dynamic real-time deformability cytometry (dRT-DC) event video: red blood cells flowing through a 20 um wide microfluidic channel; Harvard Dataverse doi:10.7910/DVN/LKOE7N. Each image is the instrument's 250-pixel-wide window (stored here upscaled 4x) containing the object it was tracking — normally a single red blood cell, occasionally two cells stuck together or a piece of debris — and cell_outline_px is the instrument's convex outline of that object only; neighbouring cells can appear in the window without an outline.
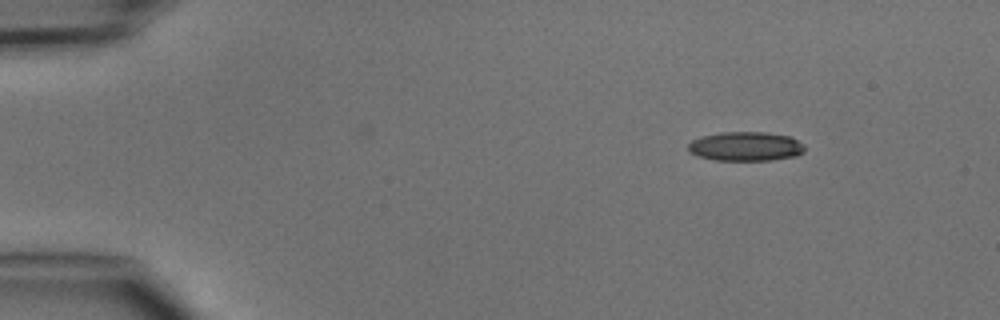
{"species": "common noctule bat (a hibernating species)", "species_latin": "Nyctalus noctula", "temperature_condition": "cold", "stored_images_in_passage": 4, "camera_frame_rate_fps": 3000, "um_per_image_px": 0.085, "animal": {"sex": "male", "body_mass_g": 15.6}, "frame": {"image": 1, "passage_image": 1, "time_ms": 0.0, "image_size_px": [1000, 320], "cell_outline_px": [[804, 152], [796, 156], [772, 160], [716, 160], [696, 156], [688, 152], [688, 144], [692, 140], [704, 136], [720, 132], [764, 132], [788, 136], [804, 144]], "centroid_in_image_um": [63.36, 12.45], "position_along_channel_um": 21.6, "area_um2": 19.83}}
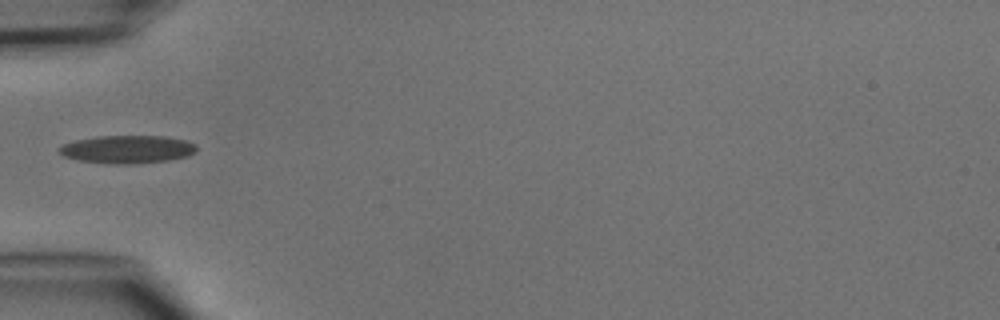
{"frame": {"image": 2, "passage_image": 3, "time_ms": 3.333, "image_size_px": [1000, 320], "cell_outline_px": [[196, 152], [188, 156], [168, 160], [128, 164], [108, 164], [76, 160], [64, 156], [60, 152], [60, 148], [64, 144], [76, 140], [96, 136], [164, 136], [188, 140], [196, 144]], "centroid_in_image_um": [10.86, 12.69], "position_along_channel_um": 74.1, "area_um2": 22.43}}